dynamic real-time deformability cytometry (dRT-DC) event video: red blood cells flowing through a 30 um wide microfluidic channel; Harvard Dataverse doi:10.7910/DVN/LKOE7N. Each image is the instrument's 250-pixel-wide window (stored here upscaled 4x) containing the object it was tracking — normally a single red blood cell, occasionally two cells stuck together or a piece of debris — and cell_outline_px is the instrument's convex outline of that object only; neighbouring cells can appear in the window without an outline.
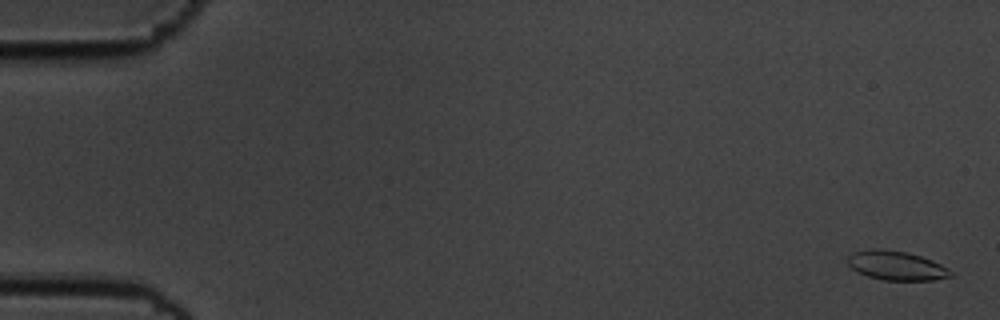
{"species": "common noctule bat (a hibernating species)", "species_latin": "Nyctalus noctula", "temperature_condition": "cold", "stored_images_in_passage": 57, "camera_frame_rate_fps": 3000, "um_per_image_px": 0.085, "animal": {"sex": "male", "body_mass_g": 19.5, "forearm_length_mm": 54.6}, "frame": {"image": 1, "passage_image": 2, "time_ms": 0.333, "image_size_px": [1000, 320], "cell_outline_px": [[952, 276], [932, 280], [884, 280], [868, 276], [856, 272], [848, 264], [848, 256], [852, 252], [872, 248], [880, 248], [908, 252], [932, 260], [948, 268], [952, 272]], "centroid_in_image_um": [76.16, 22.56], "position_along_channel_um": 8.8, "area_um2": 17.57}}
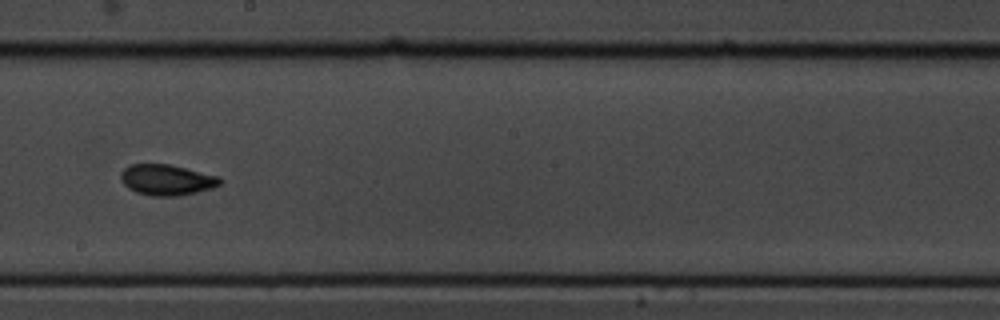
{"frame": {"image": 2, "passage_image": 33, "time_ms": 10.667, "image_size_px": [1000, 320], "cell_outline_px": [[224, 180], [220, 184], [212, 188], [180, 196], [152, 196], [136, 192], [128, 188], [120, 180], [120, 172], [128, 164], [168, 164], [220, 176]], "centroid_in_image_um": [14.16, 15.29], "position_along_channel_um": 234.0, "area_um2": 17.98}}
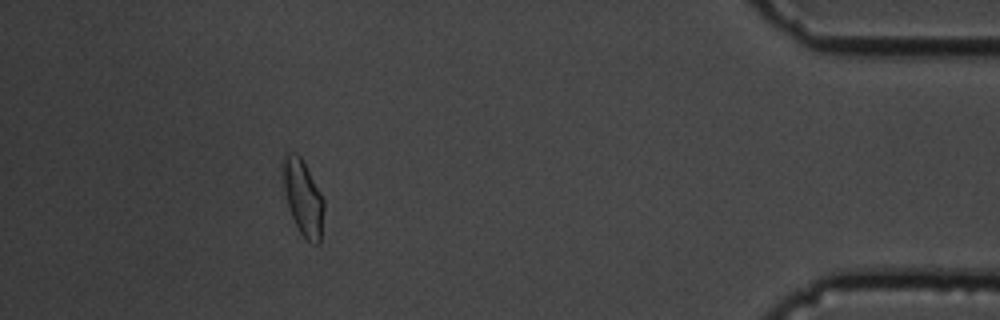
{"frame": {"image": 3, "passage_image": 52, "time_ms": 17.0, "image_size_px": [1000, 320], "cell_outline_px": [[324, 208], [320, 244], [312, 244], [300, 232], [292, 216], [288, 204], [284, 188], [284, 156], [288, 152], [296, 152], [300, 156], [320, 192], [324, 200]], "centroid_in_image_um": [25.79, 16.83], "position_along_channel_um": 409.4, "area_um2": 17.46}, "authors_computed_cell_mechanics": {"area_um2": 17.7446, "velocity_mm_per_s": 3.5716, "shape_relaxation_time_tau1_ms": 3.5867, "shape_relaxation_time_tau2_ms": 2.2948, "deformation_change_tau1": 0.1227, "deformation_change_tau2": 0.0659}}